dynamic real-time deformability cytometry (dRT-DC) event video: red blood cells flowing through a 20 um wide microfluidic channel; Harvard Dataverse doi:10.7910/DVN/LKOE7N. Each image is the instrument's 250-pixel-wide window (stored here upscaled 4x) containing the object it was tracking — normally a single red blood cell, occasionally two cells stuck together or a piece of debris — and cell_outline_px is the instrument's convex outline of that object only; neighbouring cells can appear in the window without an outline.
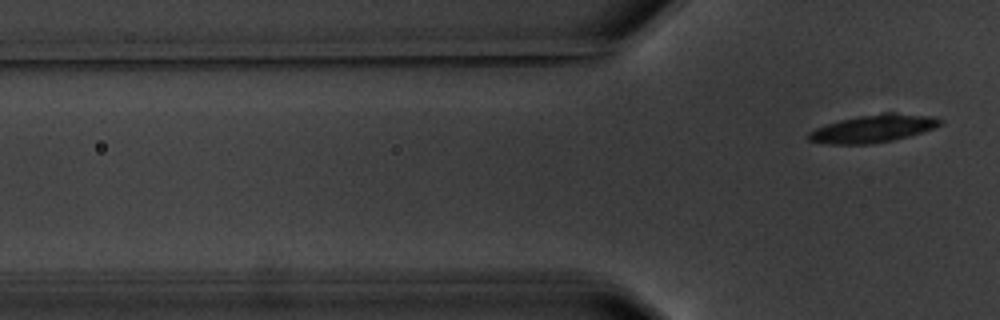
{"species": "common noctule bat (a hibernating species)", "species_latin": "Nyctalus noctula", "temperature_condition": "warm", "stored_images_in_passage": 7, "camera_frame_rate_fps": 3000, "um_per_image_px": 0.085, "animal": {"sex": "male", "body_mass_g": 20.1, "forearm_length_mm": 53.5}, "frame": {"image": 1, "passage_image": 7, "time_ms": 8.667, "image_size_px": [1000, 320], "cell_outline_px": [[944, 124], [908, 136], [892, 140], [872, 144], [832, 144], [808, 140], [808, 132], [816, 128], [840, 120], [860, 116], [892, 112], [932, 116], [944, 120]], "centroid_in_image_um": [74.25, 10.93], "position_along_channel_um": 51.6, "area_um2": 20.92}}